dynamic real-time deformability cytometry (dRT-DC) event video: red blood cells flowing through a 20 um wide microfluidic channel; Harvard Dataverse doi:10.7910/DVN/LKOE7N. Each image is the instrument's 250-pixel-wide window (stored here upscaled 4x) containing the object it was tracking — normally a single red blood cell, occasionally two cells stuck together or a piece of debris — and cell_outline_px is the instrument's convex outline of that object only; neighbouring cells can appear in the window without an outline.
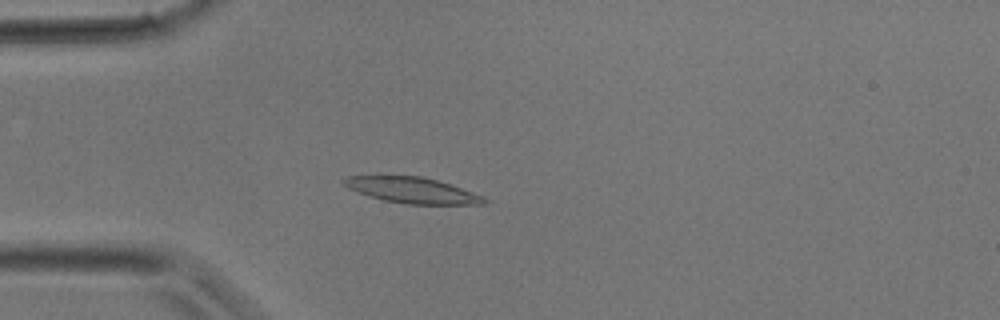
{"species": "common noctule bat (a hibernating species)", "species_latin": "Nyctalus noctula", "temperature_condition": "room temperature", "stored_images_in_passage": 29, "camera_frame_rate_fps": 3000, "um_per_image_px": 0.085, "animal": {"sex": "male", "body_mass_g": 17.9}, "frame": {"image": 1, "passage_image": 2, "time_ms": 0.333, "image_size_px": [1000, 320], "cell_outline_px": [[488, 200], [484, 204], [408, 204], [384, 200], [348, 188], [340, 184], [340, 180], [348, 176], [420, 176], [436, 180], [484, 196]], "centroid_in_image_um": [35.01, 16.17], "position_along_channel_um": 50.0, "area_um2": 20.75}}
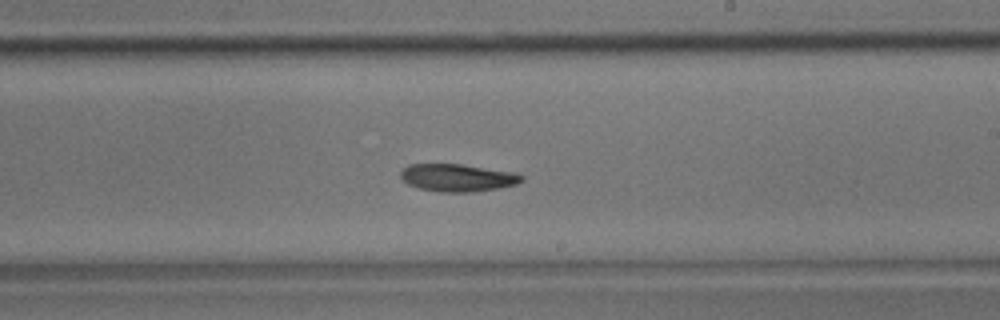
{"frame": {"image": 2, "passage_image": 14, "time_ms": 4.333, "image_size_px": [1000, 320], "cell_outline_px": [[524, 180], [516, 184], [476, 192], [440, 192], [420, 188], [408, 184], [400, 176], [400, 172], [408, 164], [460, 164], [516, 172], [524, 176]], "centroid_in_image_um": [38.91, 15.1], "position_along_channel_um": 250.1, "area_um2": 19.42}}
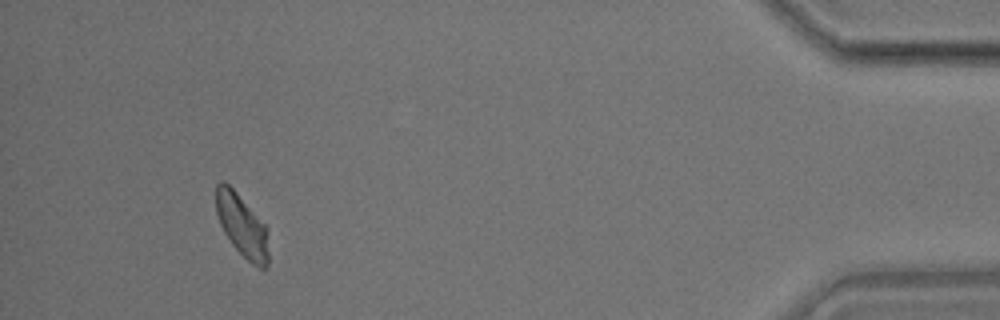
{"frame": {"image": 3, "passage_image": 27, "time_ms": 8.667, "image_size_px": [1000, 320], "cell_outline_px": [[268, 268], [260, 268], [252, 264], [232, 244], [224, 232], [220, 224], [216, 212], [216, 184], [220, 180], [224, 180], [236, 192], [264, 224], [268, 252]], "centroid_in_image_um": [20.53, 19.16], "position_along_channel_um": 414.7, "area_um2": 18.67}}